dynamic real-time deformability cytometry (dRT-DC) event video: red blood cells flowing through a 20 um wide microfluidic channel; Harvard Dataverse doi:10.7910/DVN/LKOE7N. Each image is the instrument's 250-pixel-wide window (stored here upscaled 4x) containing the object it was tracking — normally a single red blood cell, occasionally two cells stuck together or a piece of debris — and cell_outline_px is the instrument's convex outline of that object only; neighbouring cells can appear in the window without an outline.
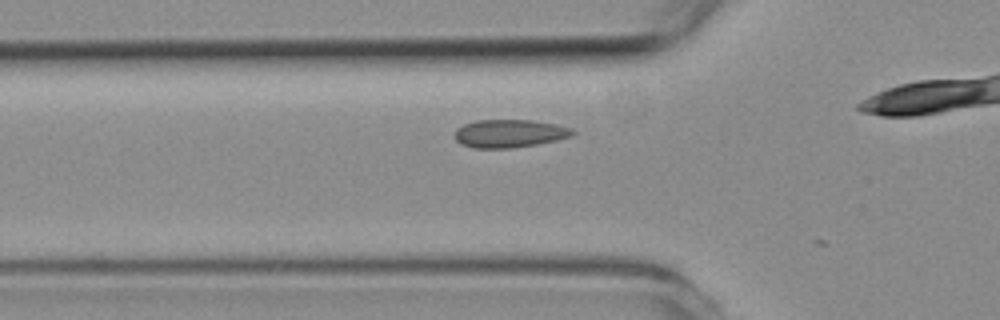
{"species": "common noctule bat (a hibernating species)", "species_latin": "Nyctalus noctula", "temperature_condition": "room temperature", "stored_images_in_passage": 7, "camera_frame_rate_fps": 3000, "um_per_image_px": 0.085, "animal": {"sex": "female", "body_mass_g": 19.3, "forearm_length_mm": 54.1}, "frame": {"image": 1, "passage_image": 5, "time_ms": 5.667, "image_size_px": [1000, 320], "cell_outline_px": [[576, 132], [572, 136], [556, 140], [536, 144], [512, 148], [472, 148], [460, 144], [456, 140], [456, 128], [464, 124], [476, 120], [532, 120], [556, 124], [572, 128]], "centroid_in_image_um": [43.31, 11.34], "position_along_channel_um": 82.5, "area_um2": 19.31}}